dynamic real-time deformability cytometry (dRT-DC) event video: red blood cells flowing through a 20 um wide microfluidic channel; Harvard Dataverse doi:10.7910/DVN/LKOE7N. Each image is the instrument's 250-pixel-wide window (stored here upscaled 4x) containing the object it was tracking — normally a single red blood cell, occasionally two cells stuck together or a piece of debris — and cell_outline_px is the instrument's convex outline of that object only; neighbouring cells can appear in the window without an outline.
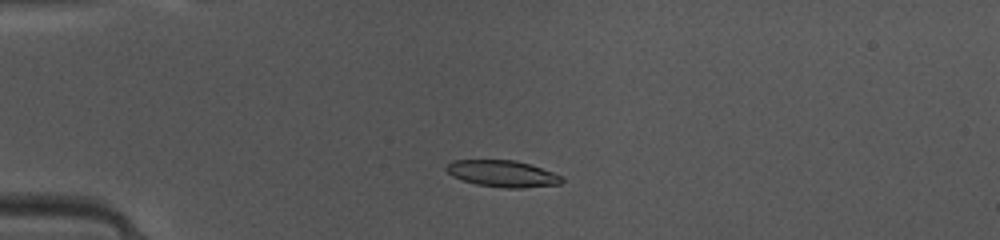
{"species": "common noctule bat (a hibernating species)", "species_latin": "Nyctalus noctula", "temperature_condition": "warm", "stored_images_in_passage": 46, "camera_frame_rate_fps": 3000, "um_per_image_px": 0.085, "animal": {"sex": "female", "body_mass_g": 10.0, "forearm_length_mm": 53.1}, "frame": {"image": 1, "passage_image": 10, "time_ms": 3.0, "image_size_px": [1000, 240], "cell_outline_px": [[564, 180], [560, 184], [520, 188], [504, 188], [476, 184], [452, 176], [444, 168], [452, 160], [516, 160], [564, 176]], "centroid_in_image_um": [42.72, 14.76], "position_along_channel_um": 42.3, "area_um2": 17.8}}
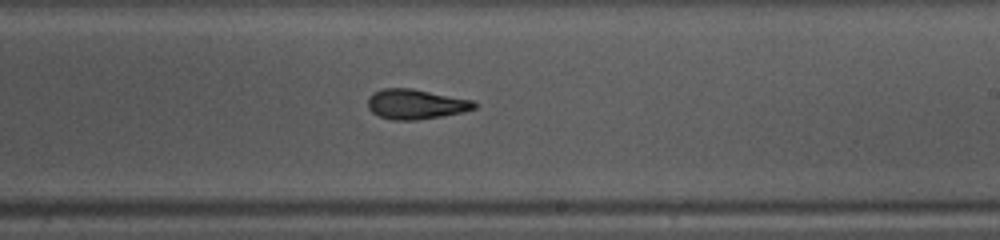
{"frame": {"image": 2, "passage_image": 27, "time_ms": 8.667, "image_size_px": [1000, 240], "cell_outline_px": [[476, 108], [464, 112], [416, 120], [392, 120], [380, 116], [372, 112], [368, 108], [368, 96], [372, 92], [384, 88], [412, 88], [472, 100], [476, 104]], "centroid_in_image_um": [35.31, 8.85], "position_along_channel_um": 253.7, "area_um2": 18.55}}
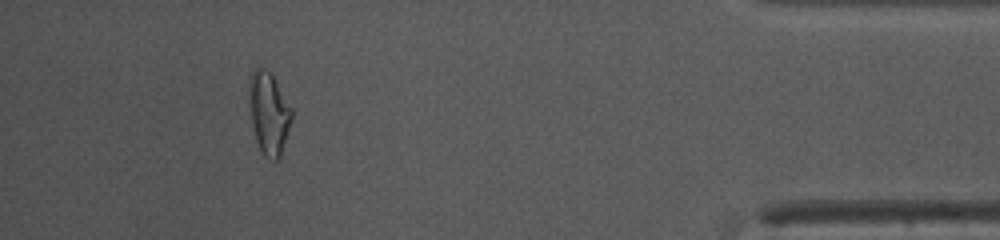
{"frame": {"image": 3, "passage_image": 42, "time_ms": 13.667, "image_size_px": [1000, 240], "cell_outline_px": [[292, 116], [280, 156], [276, 160], [272, 160], [264, 156], [256, 140], [252, 124], [248, 88], [248, 80], [252, 68], [264, 68], [272, 72], [292, 108]], "centroid_in_image_um": [22.83, 9.53], "position_along_channel_um": 412.4, "area_um2": 20.46}, "authors_computed_cell_mechanics": {"area_um2": 18.3804, "velocity_mm_per_s": 4.1621, "shape_relaxation_time_tau1_ms": 4.0779, "shape_relaxation_time_tau2_ms": 1.9619, "deformation_change_tau1": 0.162, "deformation_change_tau2": 0.1026}}